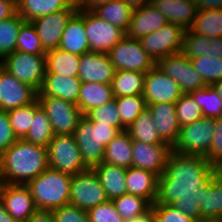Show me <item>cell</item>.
Segmentation results:
<instances>
[{
  "label": "cell",
  "mask_w": 222,
  "mask_h": 222,
  "mask_svg": "<svg viewBox=\"0 0 222 222\" xmlns=\"http://www.w3.org/2000/svg\"><path fill=\"white\" fill-rule=\"evenodd\" d=\"M214 176V165L205 157L171 151L158 177L155 203L172 205L201 222L203 189Z\"/></svg>",
  "instance_id": "6da1fadb"
},
{
  "label": "cell",
  "mask_w": 222,
  "mask_h": 222,
  "mask_svg": "<svg viewBox=\"0 0 222 222\" xmlns=\"http://www.w3.org/2000/svg\"><path fill=\"white\" fill-rule=\"evenodd\" d=\"M47 168L46 147L18 139L0 155V183L27 185Z\"/></svg>",
  "instance_id": "7a4b0ae2"
},
{
  "label": "cell",
  "mask_w": 222,
  "mask_h": 222,
  "mask_svg": "<svg viewBox=\"0 0 222 222\" xmlns=\"http://www.w3.org/2000/svg\"><path fill=\"white\" fill-rule=\"evenodd\" d=\"M71 179L69 174L47 168L27 186L37 209L55 210L69 204Z\"/></svg>",
  "instance_id": "3957f363"
},
{
  "label": "cell",
  "mask_w": 222,
  "mask_h": 222,
  "mask_svg": "<svg viewBox=\"0 0 222 222\" xmlns=\"http://www.w3.org/2000/svg\"><path fill=\"white\" fill-rule=\"evenodd\" d=\"M119 133L118 128L107 124H94L83 116L73 133L83 163L89 169L103 163L105 146Z\"/></svg>",
  "instance_id": "277c9868"
},
{
  "label": "cell",
  "mask_w": 222,
  "mask_h": 222,
  "mask_svg": "<svg viewBox=\"0 0 222 222\" xmlns=\"http://www.w3.org/2000/svg\"><path fill=\"white\" fill-rule=\"evenodd\" d=\"M47 149L48 167L71 176L89 169L73 135H54Z\"/></svg>",
  "instance_id": "5b68a950"
},
{
  "label": "cell",
  "mask_w": 222,
  "mask_h": 222,
  "mask_svg": "<svg viewBox=\"0 0 222 222\" xmlns=\"http://www.w3.org/2000/svg\"><path fill=\"white\" fill-rule=\"evenodd\" d=\"M214 129L215 119L206 117L182 126L172 151L180 154L205 157L210 150Z\"/></svg>",
  "instance_id": "8992f818"
},
{
  "label": "cell",
  "mask_w": 222,
  "mask_h": 222,
  "mask_svg": "<svg viewBox=\"0 0 222 222\" xmlns=\"http://www.w3.org/2000/svg\"><path fill=\"white\" fill-rule=\"evenodd\" d=\"M0 65L19 81L27 83L39 91L46 72V55H35L15 51L5 56Z\"/></svg>",
  "instance_id": "52a82bcc"
},
{
  "label": "cell",
  "mask_w": 222,
  "mask_h": 222,
  "mask_svg": "<svg viewBox=\"0 0 222 222\" xmlns=\"http://www.w3.org/2000/svg\"><path fill=\"white\" fill-rule=\"evenodd\" d=\"M115 71L129 70L147 73L156 63L142 47L140 40L123 37L108 53Z\"/></svg>",
  "instance_id": "ba28073f"
},
{
  "label": "cell",
  "mask_w": 222,
  "mask_h": 222,
  "mask_svg": "<svg viewBox=\"0 0 222 222\" xmlns=\"http://www.w3.org/2000/svg\"><path fill=\"white\" fill-rule=\"evenodd\" d=\"M46 112L54 135H73L83 114L79 107L58 97H37Z\"/></svg>",
  "instance_id": "9c48e42d"
},
{
  "label": "cell",
  "mask_w": 222,
  "mask_h": 222,
  "mask_svg": "<svg viewBox=\"0 0 222 222\" xmlns=\"http://www.w3.org/2000/svg\"><path fill=\"white\" fill-rule=\"evenodd\" d=\"M108 200L105 189L93 169L72 176L69 204L88 211Z\"/></svg>",
  "instance_id": "30bf717a"
},
{
  "label": "cell",
  "mask_w": 222,
  "mask_h": 222,
  "mask_svg": "<svg viewBox=\"0 0 222 222\" xmlns=\"http://www.w3.org/2000/svg\"><path fill=\"white\" fill-rule=\"evenodd\" d=\"M184 34L185 30L182 27L168 23L142 37L140 42L151 59L157 63L161 58L181 52Z\"/></svg>",
  "instance_id": "8fae6325"
},
{
  "label": "cell",
  "mask_w": 222,
  "mask_h": 222,
  "mask_svg": "<svg viewBox=\"0 0 222 222\" xmlns=\"http://www.w3.org/2000/svg\"><path fill=\"white\" fill-rule=\"evenodd\" d=\"M84 26L90 52L107 54L125 37L122 29L99 18L92 11L84 10Z\"/></svg>",
  "instance_id": "7c38bea8"
},
{
  "label": "cell",
  "mask_w": 222,
  "mask_h": 222,
  "mask_svg": "<svg viewBox=\"0 0 222 222\" xmlns=\"http://www.w3.org/2000/svg\"><path fill=\"white\" fill-rule=\"evenodd\" d=\"M156 64L178 83L183 93H190L207 86L199 72L193 67L190 58L182 52L161 58Z\"/></svg>",
  "instance_id": "4fadbf2b"
},
{
  "label": "cell",
  "mask_w": 222,
  "mask_h": 222,
  "mask_svg": "<svg viewBox=\"0 0 222 222\" xmlns=\"http://www.w3.org/2000/svg\"><path fill=\"white\" fill-rule=\"evenodd\" d=\"M183 94L178 83L166 75L157 64L146 73L143 92L146 104H175Z\"/></svg>",
  "instance_id": "5bb4252c"
},
{
  "label": "cell",
  "mask_w": 222,
  "mask_h": 222,
  "mask_svg": "<svg viewBox=\"0 0 222 222\" xmlns=\"http://www.w3.org/2000/svg\"><path fill=\"white\" fill-rule=\"evenodd\" d=\"M37 93L35 88L19 81L0 65V111L28 105L37 99Z\"/></svg>",
  "instance_id": "9a60e30c"
},
{
  "label": "cell",
  "mask_w": 222,
  "mask_h": 222,
  "mask_svg": "<svg viewBox=\"0 0 222 222\" xmlns=\"http://www.w3.org/2000/svg\"><path fill=\"white\" fill-rule=\"evenodd\" d=\"M0 201L16 221L26 222L37 210L27 185L0 183Z\"/></svg>",
  "instance_id": "2e32d148"
},
{
  "label": "cell",
  "mask_w": 222,
  "mask_h": 222,
  "mask_svg": "<svg viewBox=\"0 0 222 222\" xmlns=\"http://www.w3.org/2000/svg\"><path fill=\"white\" fill-rule=\"evenodd\" d=\"M77 11L65 9L31 21L46 52L59 48L66 25Z\"/></svg>",
  "instance_id": "e0dca14e"
},
{
  "label": "cell",
  "mask_w": 222,
  "mask_h": 222,
  "mask_svg": "<svg viewBox=\"0 0 222 222\" xmlns=\"http://www.w3.org/2000/svg\"><path fill=\"white\" fill-rule=\"evenodd\" d=\"M172 148L168 144H149L132 140V166L155 173L164 172Z\"/></svg>",
  "instance_id": "ac0fdd59"
},
{
  "label": "cell",
  "mask_w": 222,
  "mask_h": 222,
  "mask_svg": "<svg viewBox=\"0 0 222 222\" xmlns=\"http://www.w3.org/2000/svg\"><path fill=\"white\" fill-rule=\"evenodd\" d=\"M115 72L106 53L88 52L80 56L78 77L82 82L111 84Z\"/></svg>",
  "instance_id": "d6986e66"
},
{
  "label": "cell",
  "mask_w": 222,
  "mask_h": 222,
  "mask_svg": "<svg viewBox=\"0 0 222 222\" xmlns=\"http://www.w3.org/2000/svg\"><path fill=\"white\" fill-rule=\"evenodd\" d=\"M167 18L152 4L133 9L131 20L125 36L140 40L145 35L167 25Z\"/></svg>",
  "instance_id": "ffe728a7"
},
{
  "label": "cell",
  "mask_w": 222,
  "mask_h": 222,
  "mask_svg": "<svg viewBox=\"0 0 222 222\" xmlns=\"http://www.w3.org/2000/svg\"><path fill=\"white\" fill-rule=\"evenodd\" d=\"M82 81L79 77H65L60 74H45L37 97H58L78 104Z\"/></svg>",
  "instance_id": "44dd1931"
},
{
  "label": "cell",
  "mask_w": 222,
  "mask_h": 222,
  "mask_svg": "<svg viewBox=\"0 0 222 222\" xmlns=\"http://www.w3.org/2000/svg\"><path fill=\"white\" fill-rule=\"evenodd\" d=\"M146 105L152 114L161 139L172 148L177 141L181 128L176 115L175 104L154 103Z\"/></svg>",
  "instance_id": "7402d4cb"
},
{
  "label": "cell",
  "mask_w": 222,
  "mask_h": 222,
  "mask_svg": "<svg viewBox=\"0 0 222 222\" xmlns=\"http://www.w3.org/2000/svg\"><path fill=\"white\" fill-rule=\"evenodd\" d=\"M151 4L169 23L189 30L197 13L195 0H152Z\"/></svg>",
  "instance_id": "603a6c76"
},
{
  "label": "cell",
  "mask_w": 222,
  "mask_h": 222,
  "mask_svg": "<svg viewBox=\"0 0 222 222\" xmlns=\"http://www.w3.org/2000/svg\"><path fill=\"white\" fill-rule=\"evenodd\" d=\"M59 49L79 56L90 52L84 26V10L78 9L68 21L61 36Z\"/></svg>",
  "instance_id": "cb8c5ba5"
},
{
  "label": "cell",
  "mask_w": 222,
  "mask_h": 222,
  "mask_svg": "<svg viewBox=\"0 0 222 222\" xmlns=\"http://www.w3.org/2000/svg\"><path fill=\"white\" fill-rule=\"evenodd\" d=\"M158 176L141 168L130 167L126 170L127 193L145 198L153 205L157 198Z\"/></svg>",
  "instance_id": "d4e9b609"
},
{
  "label": "cell",
  "mask_w": 222,
  "mask_h": 222,
  "mask_svg": "<svg viewBox=\"0 0 222 222\" xmlns=\"http://www.w3.org/2000/svg\"><path fill=\"white\" fill-rule=\"evenodd\" d=\"M17 13L31 22L65 9H78L76 0H16Z\"/></svg>",
  "instance_id": "484cf974"
},
{
  "label": "cell",
  "mask_w": 222,
  "mask_h": 222,
  "mask_svg": "<svg viewBox=\"0 0 222 222\" xmlns=\"http://www.w3.org/2000/svg\"><path fill=\"white\" fill-rule=\"evenodd\" d=\"M92 169L99 178L109 200L127 194V169L108 163H101Z\"/></svg>",
  "instance_id": "4316f807"
},
{
  "label": "cell",
  "mask_w": 222,
  "mask_h": 222,
  "mask_svg": "<svg viewBox=\"0 0 222 222\" xmlns=\"http://www.w3.org/2000/svg\"><path fill=\"white\" fill-rule=\"evenodd\" d=\"M111 84H100L95 82H82L77 106L83 116L96 107L104 105L113 100Z\"/></svg>",
  "instance_id": "83f0119b"
},
{
  "label": "cell",
  "mask_w": 222,
  "mask_h": 222,
  "mask_svg": "<svg viewBox=\"0 0 222 222\" xmlns=\"http://www.w3.org/2000/svg\"><path fill=\"white\" fill-rule=\"evenodd\" d=\"M132 138L127 130L120 131L106 146L103 163L128 169L132 167Z\"/></svg>",
  "instance_id": "f1b7e54d"
},
{
  "label": "cell",
  "mask_w": 222,
  "mask_h": 222,
  "mask_svg": "<svg viewBox=\"0 0 222 222\" xmlns=\"http://www.w3.org/2000/svg\"><path fill=\"white\" fill-rule=\"evenodd\" d=\"M201 222H222V181L214 176L203 189Z\"/></svg>",
  "instance_id": "f546056e"
},
{
  "label": "cell",
  "mask_w": 222,
  "mask_h": 222,
  "mask_svg": "<svg viewBox=\"0 0 222 222\" xmlns=\"http://www.w3.org/2000/svg\"><path fill=\"white\" fill-rule=\"evenodd\" d=\"M80 56L59 48L46 52L45 74H60L65 77H78Z\"/></svg>",
  "instance_id": "4dcf8cb0"
},
{
  "label": "cell",
  "mask_w": 222,
  "mask_h": 222,
  "mask_svg": "<svg viewBox=\"0 0 222 222\" xmlns=\"http://www.w3.org/2000/svg\"><path fill=\"white\" fill-rule=\"evenodd\" d=\"M146 73L119 70L111 82L114 98L132 95H143Z\"/></svg>",
  "instance_id": "1f68e13d"
},
{
  "label": "cell",
  "mask_w": 222,
  "mask_h": 222,
  "mask_svg": "<svg viewBox=\"0 0 222 222\" xmlns=\"http://www.w3.org/2000/svg\"><path fill=\"white\" fill-rule=\"evenodd\" d=\"M99 18L127 31L133 8L125 0H110L92 11Z\"/></svg>",
  "instance_id": "d6a6232c"
},
{
  "label": "cell",
  "mask_w": 222,
  "mask_h": 222,
  "mask_svg": "<svg viewBox=\"0 0 222 222\" xmlns=\"http://www.w3.org/2000/svg\"><path fill=\"white\" fill-rule=\"evenodd\" d=\"M189 30L207 38L222 37V8L198 10Z\"/></svg>",
  "instance_id": "836d02e7"
},
{
  "label": "cell",
  "mask_w": 222,
  "mask_h": 222,
  "mask_svg": "<svg viewBox=\"0 0 222 222\" xmlns=\"http://www.w3.org/2000/svg\"><path fill=\"white\" fill-rule=\"evenodd\" d=\"M132 140L149 144H166L160 137L152 114L144 109L127 129Z\"/></svg>",
  "instance_id": "e575fe53"
},
{
  "label": "cell",
  "mask_w": 222,
  "mask_h": 222,
  "mask_svg": "<svg viewBox=\"0 0 222 222\" xmlns=\"http://www.w3.org/2000/svg\"><path fill=\"white\" fill-rule=\"evenodd\" d=\"M24 22L18 13L0 21V61L16 51L19 30Z\"/></svg>",
  "instance_id": "d590c367"
},
{
  "label": "cell",
  "mask_w": 222,
  "mask_h": 222,
  "mask_svg": "<svg viewBox=\"0 0 222 222\" xmlns=\"http://www.w3.org/2000/svg\"><path fill=\"white\" fill-rule=\"evenodd\" d=\"M53 137L54 133L49 118L46 112L40 107L35 112L31 127L23 140L29 143L47 147Z\"/></svg>",
  "instance_id": "8d00e7d4"
},
{
  "label": "cell",
  "mask_w": 222,
  "mask_h": 222,
  "mask_svg": "<svg viewBox=\"0 0 222 222\" xmlns=\"http://www.w3.org/2000/svg\"><path fill=\"white\" fill-rule=\"evenodd\" d=\"M202 110V116L206 118L222 117V100L212 85L196 89L189 93Z\"/></svg>",
  "instance_id": "74e56055"
},
{
  "label": "cell",
  "mask_w": 222,
  "mask_h": 222,
  "mask_svg": "<svg viewBox=\"0 0 222 222\" xmlns=\"http://www.w3.org/2000/svg\"><path fill=\"white\" fill-rule=\"evenodd\" d=\"M40 107V102L36 99L28 105L7 112L10 125L18 139H23L27 135L31 127L32 120L34 119L35 112Z\"/></svg>",
  "instance_id": "f35d334b"
},
{
  "label": "cell",
  "mask_w": 222,
  "mask_h": 222,
  "mask_svg": "<svg viewBox=\"0 0 222 222\" xmlns=\"http://www.w3.org/2000/svg\"><path fill=\"white\" fill-rule=\"evenodd\" d=\"M112 201L117 212L124 220L141 216L152 208V205L145 198L128 193L117 197Z\"/></svg>",
  "instance_id": "ab89813d"
},
{
  "label": "cell",
  "mask_w": 222,
  "mask_h": 222,
  "mask_svg": "<svg viewBox=\"0 0 222 222\" xmlns=\"http://www.w3.org/2000/svg\"><path fill=\"white\" fill-rule=\"evenodd\" d=\"M122 126L127 130L139 114L147 108L143 95L115 98Z\"/></svg>",
  "instance_id": "60d3db41"
},
{
  "label": "cell",
  "mask_w": 222,
  "mask_h": 222,
  "mask_svg": "<svg viewBox=\"0 0 222 222\" xmlns=\"http://www.w3.org/2000/svg\"><path fill=\"white\" fill-rule=\"evenodd\" d=\"M193 67L199 72L206 85H213L222 80V58L201 56L190 58Z\"/></svg>",
  "instance_id": "b9f144b4"
},
{
  "label": "cell",
  "mask_w": 222,
  "mask_h": 222,
  "mask_svg": "<svg viewBox=\"0 0 222 222\" xmlns=\"http://www.w3.org/2000/svg\"><path fill=\"white\" fill-rule=\"evenodd\" d=\"M16 50L29 54L46 55V51L44 50L36 29L31 22L25 21L21 25L17 38Z\"/></svg>",
  "instance_id": "7bdbcfd3"
},
{
  "label": "cell",
  "mask_w": 222,
  "mask_h": 222,
  "mask_svg": "<svg viewBox=\"0 0 222 222\" xmlns=\"http://www.w3.org/2000/svg\"><path fill=\"white\" fill-rule=\"evenodd\" d=\"M85 116L94 124H107L118 128L120 131L126 130L122 126L115 98L104 105L94 108Z\"/></svg>",
  "instance_id": "ee69618b"
},
{
  "label": "cell",
  "mask_w": 222,
  "mask_h": 222,
  "mask_svg": "<svg viewBox=\"0 0 222 222\" xmlns=\"http://www.w3.org/2000/svg\"><path fill=\"white\" fill-rule=\"evenodd\" d=\"M176 115L180 127L201 119L202 110L189 93H184L175 103Z\"/></svg>",
  "instance_id": "f6af8a7d"
},
{
  "label": "cell",
  "mask_w": 222,
  "mask_h": 222,
  "mask_svg": "<svg viewBox=\"0 0 222 222\" xmlns=\"http://www.w3.org/2000/svg\"><path fill=\"white\" fill-rule=\"evenodd\" d=\"M210 38L185 30L181 52L188 58L208 56Z\"/></svg>",
  "instance_id": "bcb514c9"
},
{
  "label": "cell",
  "mask_w": 222,
  "mask_h": 222,
  "mask_svg": "<svg viewBox=\"0 0 222 222\" xmlns=\"http://www.w3.org/2000/svg\"><path fill=\"white\" fill-rule=\"evenodd\" d=\"M153 222H197L172 205L154 203Z\"/></svg>",
  "instance_id": "7dc6e473"
},
{
  "label": "cell",
  "mask_w": 222,
  "mask_h": 222,
  "mask_svg": "<svg viewBox=\"0 0 222 222\" xmlns=\"http://www.w3.org/2000/svg\"><path fill=\"white\" fill-rule=\"evenodd\" d=\"M90 222H124L112 200L101 203L87 211Z\"/></svg>",
  "instance_id": "c3c4849f"
},
{
  "label": "cell",
  "mask_w": 222,
  "mask_h": 222,
  "mask_svg": "<svg viewBox=\"0 0 222 222\" xmlns=\"http://www.w3.org/2000/svg\"><path fill=\"white\" fill-rule=\"evenodd\" d=\"M55 222H90L87 211L66 204L52 211Z\"/></svg>",
  "instance_id": "681fc988"
},
{
  "label": "cell",
  "mask_w": 222,
  "mask_h": 222,
  "mask_svg": "<svg viewBox=\"0 0 222 222\" xmlns=\"http://www.w3.org/2000/svg\"><path fill=\"white\" fill-rule=\"evenodd\" d=\"M18 138L16 137L7 112L0 111V155L10 148Z\"/></svg>",
  "instance_id": "f907efd6"
},
{
  "label": "cell",
  "mask_w": 222,
  "mask_h": 222,
  "mask_svg": "<svg viewBox=\"0 0 222 222\" xmlns=\"http://www.w3.org/2000/svg\"><path fill=\"white\" fill-rule=\"evenodd\" d=\"M205 158L213 165L222 159V117L215 118L214 136Z\"/></svg>",
  "instance_id": "816d5d0a"
},
{
  "label": "cell",
  "mask_w": 222,
  "mask_h": 222,
  "mask_svg": "<svg viewBox=\"0 0 222 222\" xmlns=\"http://www.w3.org/2000/svg\"><path fill=\"white\" fill-rule=\"evenodd\" d=\"M17 14L16 0H0V21Z\"/></svg>",
  "instance_id": "f5cc1de1"
},
{
  "label": "cell",
  "mask_w": 222,
  "mask_h": 222,
  "mask_svg": "<svg viewBox=\"0 0 222 222\" xmlns=\"http://www.w3.org/2000/svg\"><path fill=\"white\" fill-rule=\"evenodd\" d=\"M26 222H55L51 210L37 209Z\"/></svg>",
  "instance_id": "db71d44e"
},
{
  "label": "cell",
  "mask_w": 222,
  "mask_h": 222,
  "mask_svg": "<svg viewBox=\"0 0 222 222\" xmlns=\"http://www.w3.org/2000/svg\"><path fill=\"white\" fill-rule=\"evenodd\" d=\"M208 56L222 58V37L210 38Z\"/></svg>",
  "instance_id": "11a10c76"
},
{
  "label": "cell",
  "mask_w": 222,
  "mask_h": 222,
  "mask_svg": "<svg viewBox=\"0 0 222 222\" xmlns=\"http://www.w3.org/2000/svg\"><path fill=\"white\" fill-rule=\"evenodd\" d=\"M110 0H76L78 9L93 11L98 6L107 3Z\"/></svg>",
  "instance_id": "9f6ffc18"
},
{
  "label": "cell",
  "mask_w": 222,
  "mask_h": 222,
  "mask_svg": "<svg viewBox=\"0 0 222 222\" xmlns=\"http://www.w3.org/2000/svg\"><path fill=\"white\" fill-rule=\"evenodd\" d=\"M197 10L222 8V0H195Z\"/></svg>",
  "instance_id": "6f0895ef"
},
{
  "label": "cell",
  "mask_w": 222,
  "mask_h": 222,
  "mask_svg": "<svg viewBox=\"0 0 222 222\" xmlns=\"http://www.w3.org/2000/svg\"><path fill=\"white\" fill-rule=\"evenodd\" d=\"M124 222H153V210L151 208L147 213L136 218L124 220Z\"/></svg>",
  "instance_id": "680465c9"
},
{
  "label": "cell",
  "mask_w": 222,
  "mask_h": 222,
  "mask_svg": "<svg viewBox=\"0 0 222 222\" xmlns=\"http://www.w3.org/2000/svg\"><path fill=\"white\" fill-rule=\"evenodd\" d=\"M0 222H19L14 220L6 211L4 205L0 201Z\"/></svg>",
  "instance_id": "91938a15"
},
{
  "label": "cell",
  "mask_w": 222,
  "mask_h": 222,
  "mask_svg": "<svg viewBox=\"0 0 222 222\" xmlns=\"http://www.w3.org/2000/svg\"><path fill=\"white\" fill-rule=\"evenodd\" d=\"M133 9L151 4L152 0H125Z\"/></svg>",
  "instance_id": "94428289"
},
{
  "label": "cell",
  "mask_w": 222,
  "mask_h": 222,
  "mask_svg": "<svg viewBox=\"0 0 222 222\" xmlns=\"http://www.w3.org/2000/svg\"><path fill=\"white\" fill-rule=\"evenodd\" d=\"M215 176L222 181V159L214 164Z\"/></svg>",
  "instance_id": "6125c7cd"
},
{
  "label": "cell",
  "mask_w": 222,
  "mask_h": 222,
  "mask_svg": "<svg viewBox=\"0 0 222 222\" xmlns=\"http://www.w3.org/2000/svg\"><path fill=\"white\" fill-rule=\"evenodd\" d=\"M212 86L217 91L219 98L222 100V80H219L218 82L214 83Z\"/></svg>",
  "instance_id": "be15d7a7"
}]
</instances>
